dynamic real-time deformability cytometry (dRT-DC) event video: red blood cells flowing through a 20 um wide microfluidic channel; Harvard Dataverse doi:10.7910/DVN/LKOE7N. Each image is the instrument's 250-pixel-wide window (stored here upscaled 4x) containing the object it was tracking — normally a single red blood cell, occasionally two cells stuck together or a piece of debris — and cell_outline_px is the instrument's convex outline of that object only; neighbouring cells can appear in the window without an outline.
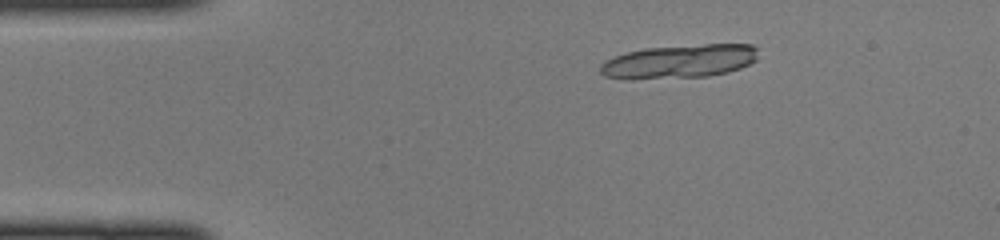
{"species": "common noctule bat (a hibernating species)", "species_latin": "Nyctalus noctula", "temperature_condition": "cold", "stored_images_in_passage": 12, "camera_frame_rate_fps": 3000, "um_per_image_px": 0.085, "animal": {"sex": "female", "body_mass_g": 22.0, "forearm_length_mm": 56.7}, "frame": {"image": 1, "passage_image": 7, "time_ms": 2.0, "image_size_px": [1000, 240], "cell_outline_px": [[756, 60], [740, 68], [728, 72], [708, 76], [604, 76], [600, 72], [600, 64], [604, 60], [628, 52], [644, 48], [704, 44], [752, 44], [756, 48]], "centroid_in_image_um": [57.84, 5.16], "position_along_channel_um": 27.2, "area_um2": 29.59}}